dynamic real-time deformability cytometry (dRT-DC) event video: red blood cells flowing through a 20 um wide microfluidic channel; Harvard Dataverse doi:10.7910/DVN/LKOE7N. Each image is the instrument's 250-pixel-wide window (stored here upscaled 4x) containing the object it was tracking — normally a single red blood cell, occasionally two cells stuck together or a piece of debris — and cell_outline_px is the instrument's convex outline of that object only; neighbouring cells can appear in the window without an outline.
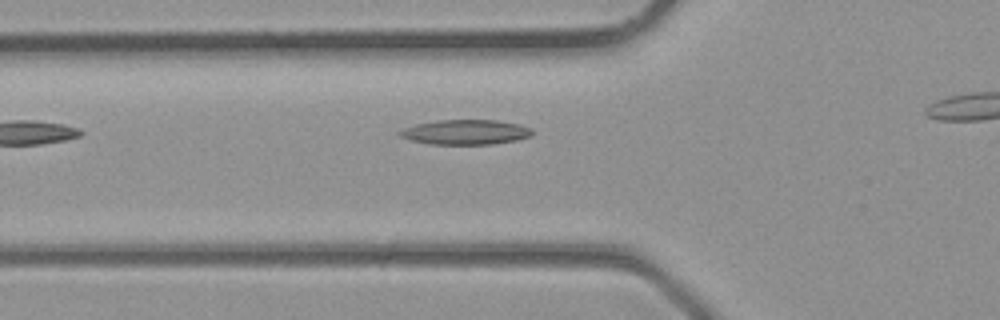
{"species": "common noctule bat (a hibernating species)", "species_latin": "Nyctalus noctula", "temperature_condition": "room temperature", "stored_images_in_passage": 4, "camera_frame_rate_fps": 3000, "um_per_image_px": 0.085, "animal": {"sex": "male", "body_mass_g": 23.1, "forearm_length_mm": 52.7}, "frame": {"image": 1, "passage_image": 3, "time_ms": 0.667, "image_size_px": [1000, 320], "cell_outline_px": [[532, 136], [516, 140], [492, 144], [428, 144], [412, 140], [400, 136], [396, 132], [404, 128], [416, 124], [436, 120], [496, 120], [520, 124], [532, 128]], "centroid_in_image_um": [39.58, 11.22], "position_along_channel_um": 86.2, "area_um2": 19.25}}